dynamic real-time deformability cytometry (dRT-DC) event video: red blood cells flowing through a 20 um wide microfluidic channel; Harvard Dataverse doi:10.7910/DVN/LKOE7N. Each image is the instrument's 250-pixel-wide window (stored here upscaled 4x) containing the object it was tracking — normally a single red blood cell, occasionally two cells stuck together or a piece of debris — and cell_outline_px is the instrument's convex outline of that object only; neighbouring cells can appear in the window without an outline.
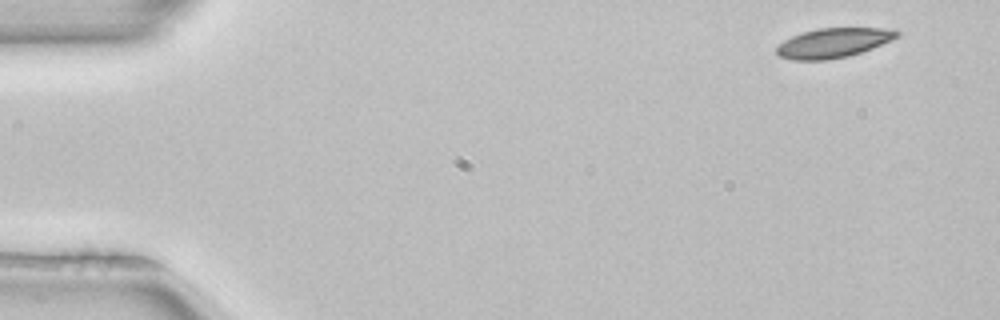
{"species": "common noctule bat (a hibernating species)", "species_latin": "Nyctalus noctula", "temperature_condition": "room temperature", "stored_images_in_passage": 5, "camera_frame_rate_fps": 3000, "um_per_image_px": 0.085, "animal": {"sex": "female", "body_mass_g": 22.7, "forearm_length_mm": 54.2}, "frame": {"image": 1, "passage_image": 1, "time_ms": 0.0, "image_size_px": [1000, 320], "cell_outline_px": [[900, 36], [872, 48], [848, 56], [828, 60], [792, 60], [780, 56], [776, 52], [776, 48], [784, 40], [792, 36], [816, 28], [884, 28], [900, 32]], "centroid_in_image_um": [70.82, 3.64], "position_along_channel_um": 14.2, "area_um2": 20.58}}
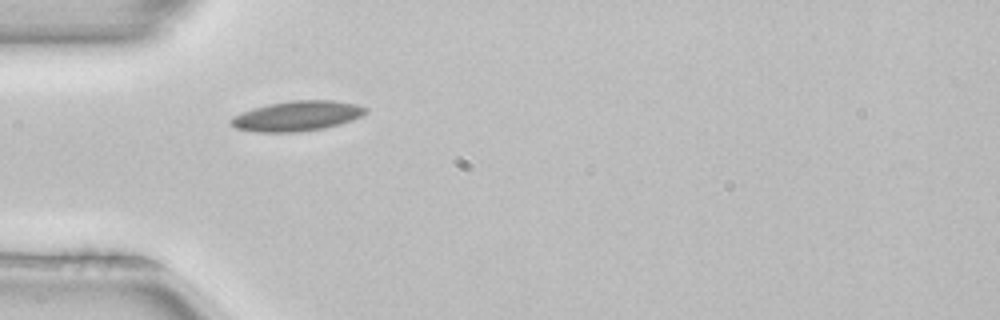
{"frame": {"image": 2, "passage_image": 4, "time_ms": 1.0, "image_size_px": [1000, 320], "cell_outline_px": [[368, 112], [364, 116], [340, 124], [324, 128], [296, 132], [256, 132], [236, 128], [228, 124], [228, 120], [232, 116], [268, 104], [292, 100], [332, 100], [356, 104], [368, 108]], "centroid_in_image_um": [25.27, 9.86], "position_along_channel_um": 59.7, "area_um2": 23.7}}